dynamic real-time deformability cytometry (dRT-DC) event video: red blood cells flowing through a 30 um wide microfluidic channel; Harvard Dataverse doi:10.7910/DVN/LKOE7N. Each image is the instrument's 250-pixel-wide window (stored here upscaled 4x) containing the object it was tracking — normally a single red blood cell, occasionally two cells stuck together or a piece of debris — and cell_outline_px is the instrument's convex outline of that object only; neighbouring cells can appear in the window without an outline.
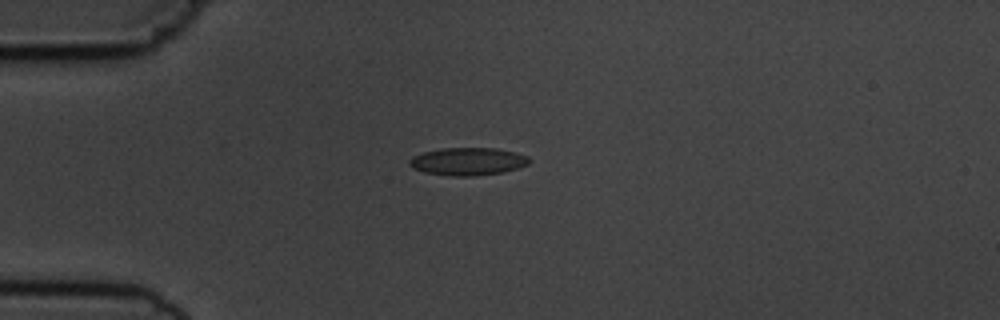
{"species": "common noctule bat (a hibernating species)", "species_latin": "Nyctalus noctula", "temperature_condition": "cold", "stored_images_in_passage": 14, "camera_frame_rate_fps": 3000, "um_per_image_px": 0.085, "animal": {"sex": "male", "body_mass_g": 19.5, "forearm_length_mm": 54.6}, "frame": {"image": 1, "passage_image": 3, "time_ms": 3.333, "image_size_px": [1000, 320], "cell_outline_px": [[532, 160], [528, 164], [520, 168], [504, 172], [472, 176], [448, 176], [424, 172], [412, 168], [408, 164], [408, 160], [412, 156], [424, 152], [440, 148], [496, 148], [516, 152], [528, 156]], "centroid_in_image_um": [39.78, 13.72], "position_along_channel_um": 45.2, "area_um2": 19.65}}
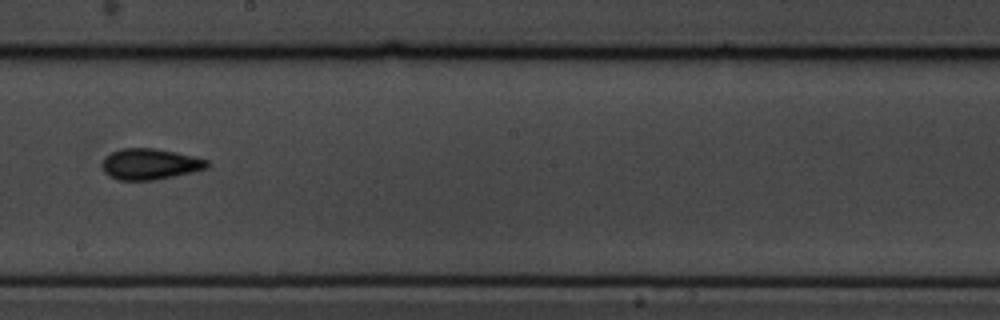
{"frame": {"image": 2, "passage_image": 8, "time_ms": 9.0, "image_size_px": [1000, 320], "cell_outline_px": [[208, 168], [192, 172], [152, 180], [116, 180], [108, 176], [104, 172], [100, 164], [104, 156], [120, 148], [152, 148], [176, 152], [208, 160]], "centroid_in_image_um": [12.68, 13.94], "position_along_channel_um": 235.5, "area_um2": 19.02}}
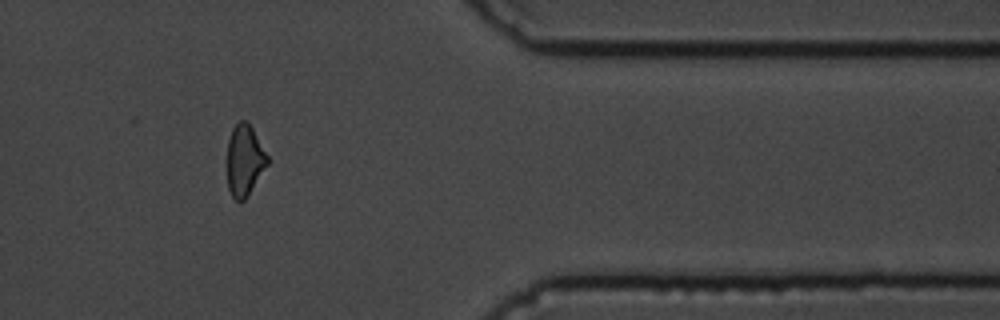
{"frame": {"image": 3, "passage_image": 12, "time_ms": 13.667, "image_size_px": [1000, 320], "cell_outline_px": [[268, 164], [244, 200], [240, 204], [232, 196], [228, 188], [228, 140], [232, 128], [240, 120], [244, 120], [252, 128], [268, 156]], "centroid_in_image_um": [20.78, 13.64], "position_along_channel_um": 390.6, "area_um2": 16.42}, "authors_computed_cell_mechanics": {"area_um2": 18.0047, "velocity_mm_per_s": 3.7239, "shape_relaxation_time_tau1_ms": 3.523, "shape_relaxation_time_tau2_ms": null, "deformation_change_tau1": 0.0867, "deformation_change_tau2": null}}